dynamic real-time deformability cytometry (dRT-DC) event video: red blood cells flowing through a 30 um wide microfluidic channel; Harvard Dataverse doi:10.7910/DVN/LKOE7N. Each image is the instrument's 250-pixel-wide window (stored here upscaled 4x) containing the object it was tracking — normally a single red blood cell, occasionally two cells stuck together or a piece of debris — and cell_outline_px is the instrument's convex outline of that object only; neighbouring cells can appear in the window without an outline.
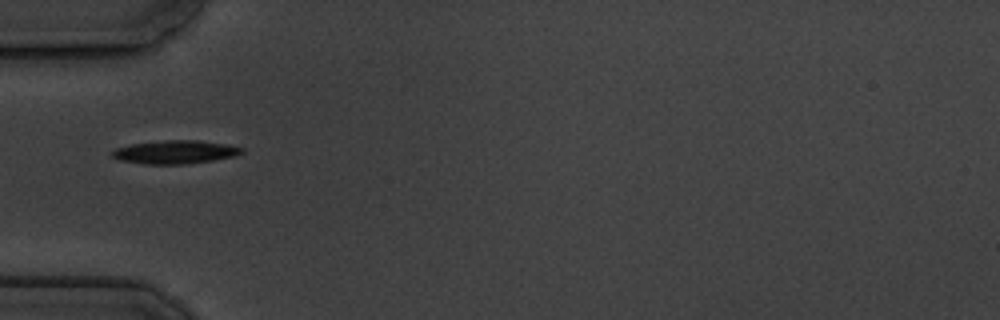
{"species": "common noctule bat (a hibernating species)", "species_latin": "Nyctalus noctula", "temperature_condition": "cold", "stored_images_in_passage": 8, "camera_frame_rate_fps": 3000, "um_per_image_px": 0.085, "animal": {"sex": "male", "body_mass_g": 19.5, "forearm_length_mm": 54.6}, "frame": {"image": 1, "passage_image": 4, "time_ms": 4.333, "image_size_px": [1000, 320], "cell_outline_px": [[244, 152], [236, 156], [212, 160], [184, 164], [144, 164], [120, 160], [112, 156], [112, 152], [116, 148], [132, 144], [168, 140], [196, 140], [228, 144], [244, 148]], "centroid_in_image_um": [14.93, 12.92], "position_along_channel_um": 70.1, "area_um2": 17.51}}
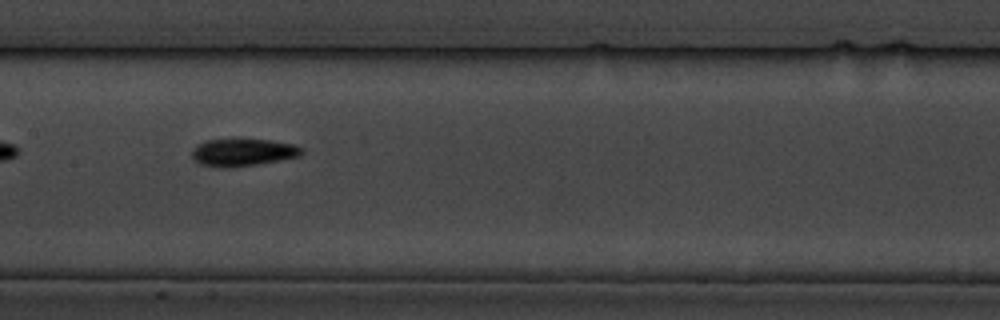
{"frame": {"image": 2, "passage_image": 7, "time_ms": 7.667, "image_size_px": [1000, 320], "cell_outline_px": [[304, 152], [300, 156], [280, 160], [256, 164], [228, 168], [220, 168], [200, 164], [192, 160], [192, 148], [196, 144], [204, 140], [272, 140], [296, 144], [304, 148]], "centroid_in_image_um": [20.64, 12.96], "position_along_channel_um": 186.8, "area_um2": 17.74}}
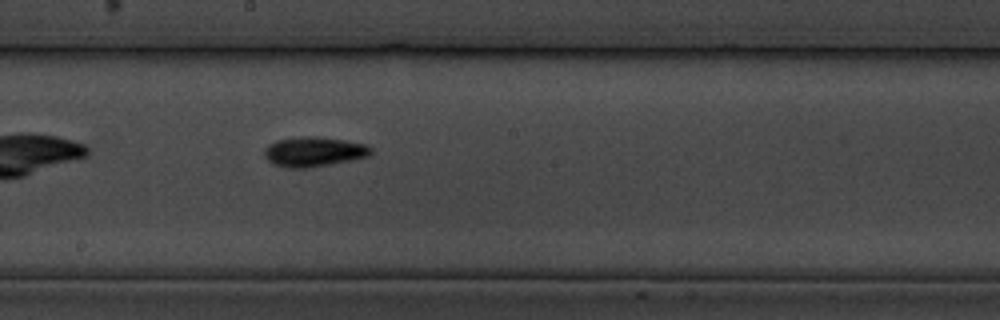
{"frame": {"image": 3, "passage_image": 8, "time_ms": 8.667, "image_size_px": [1000, 320], "cell_outline_px": [[372, 152], [368, 156], [332, 164], [308, 168], [288, 168], [272, 164], [264, 156], [264, 148], [268, 144], [276, 140], [300, 136], [316, 136], [344, 140], [364, 144], [372, 148]], "centroid_in_image_um": [26.63, 12.89], "position_along_channel_um": 221.6, "area_um2": 18.61}}